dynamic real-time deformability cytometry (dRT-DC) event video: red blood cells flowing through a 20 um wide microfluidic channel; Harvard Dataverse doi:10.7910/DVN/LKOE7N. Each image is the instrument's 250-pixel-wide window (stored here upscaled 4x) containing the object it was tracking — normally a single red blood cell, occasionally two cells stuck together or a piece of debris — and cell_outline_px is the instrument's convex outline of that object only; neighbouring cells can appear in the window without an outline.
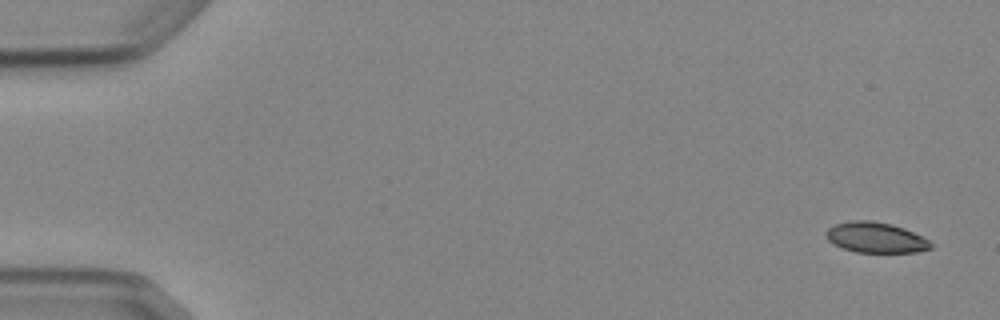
{"species": "Egyptian fruit bat (a non-hibernating species)", "species_latin": "Rousettus aegyptiacus", "temperature_condition": "cold", "stored_images_in_passage": 5, "camera_frame_rate_fps": 3000, "um_per_image_px": 0.085, "animal": {"sex": "female"}, "frame": {"image": 1, "passage_image": 1, "time_ms": 0.0, "image_size_px": [1000, 320], "cell_outline_px": [[932, 248], [916, 252], [856, 252], [844, 248], [828, 240], [824, 232], [828, 228], [836, 224], [852, 220], [872, 220], [892, 224], [904, 228], [928, 240], [932, 244]], "centroid_in_image_um": [74.42, 20.18], "position_along_channel_um": 10.6, "area_um2": 18.44}}
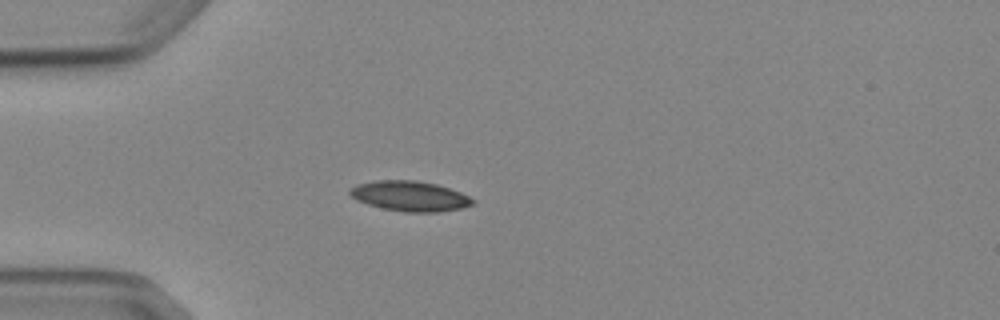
{"frame": {"image": 2, "passage_image": 5, "time_ms": 4.333, "image_size_px": [1000, 320], "cell_outline_px": [[476, 200], [472, 204], [460, 208], [440, 212], [404, 212], [384, 208], [368, 204], [356, 200], [348, 192], [348, 188], [356, 184], [376, 180], [416, 180], [436, 184], [460, 192]], "centroid_in_image_um": [34.81, 16.66], "position_along_channel_um": 50.2, "area_um2": 21.56}}